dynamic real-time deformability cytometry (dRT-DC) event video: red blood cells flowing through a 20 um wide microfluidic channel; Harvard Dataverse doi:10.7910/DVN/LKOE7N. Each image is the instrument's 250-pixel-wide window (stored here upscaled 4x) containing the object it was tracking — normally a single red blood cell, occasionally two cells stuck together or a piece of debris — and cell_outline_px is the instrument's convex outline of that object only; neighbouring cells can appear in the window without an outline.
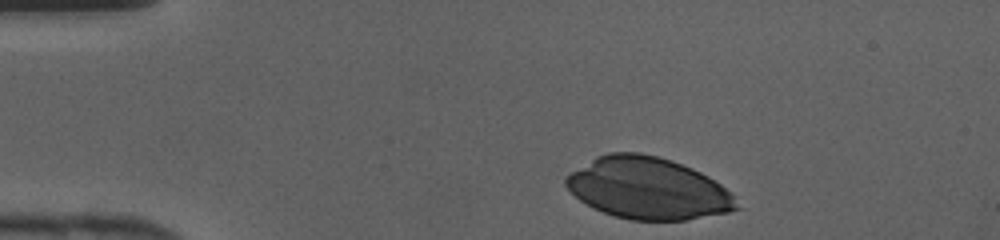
{"species": "human", "species_latin": "Homo sapiens", "temperature_condition": "cold", "stored_images_in_passage": 29, "camera_frame_rate_fps": 3000, "um_per_image_px": 0.085, "donor": {"sex": "female"}, "frame": {"image": 1, "passage_image": 1, "time_ms": 0.0, "image_size_px": [1000, 240], "cell_outline_px": [[744, 208], [728, 212], [688, 220], [628, 220], [592, 208], [580, 200], [564, 184], [564, 176], [596, 156], [608, 152], [640, 152], [656, 156], [692, 168], [708, 176], [732, 192]], "centroid_in_image_um": [55.1, 16.01], "position_along_channel_um": 29.9, "area_um2": 61.67}}